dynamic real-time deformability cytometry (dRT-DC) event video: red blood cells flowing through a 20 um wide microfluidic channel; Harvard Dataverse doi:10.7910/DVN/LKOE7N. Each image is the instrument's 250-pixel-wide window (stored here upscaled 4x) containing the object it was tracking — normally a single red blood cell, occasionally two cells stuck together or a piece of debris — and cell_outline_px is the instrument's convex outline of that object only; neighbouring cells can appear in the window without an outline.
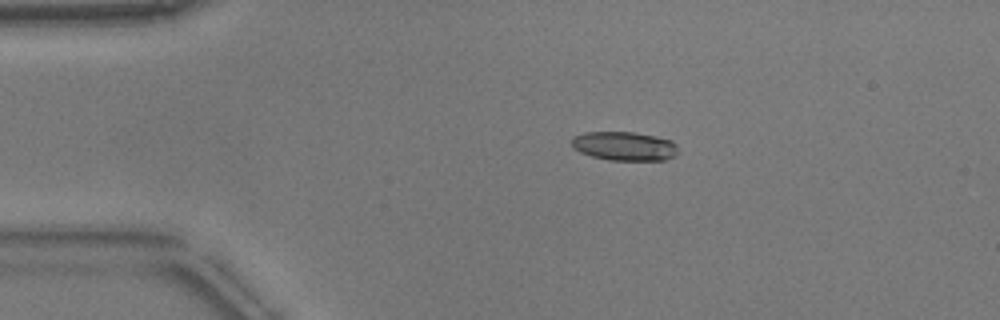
{"species": "common noctule bat (a hibernating species)", "species_latin": "Nyctalus noctula", "temperature_condition": "warm", "stored_images_in_passage": 44, "camera_frame_rate_fps": 3000, "um_per_image_px": 0.085, "animal": {"sex": "male", "body_mass_g": 17.9}, "frame": {"image": 1, "passage_image": 1, "time_ms": 0.0, "image_size_px": [1000, 320], "cell_outline_px": [[676, 156], [664, 160], [608, 160], [592, 156], [580, 152], [572, 148], [572, 136], [584, 132], [636, 132], [656, 136], [672, 140], [676, 144]], "centroid_in_image_um": [53.06, 12.41], "position_along_channel_um": 31.9, "area_um2": 18.09}}
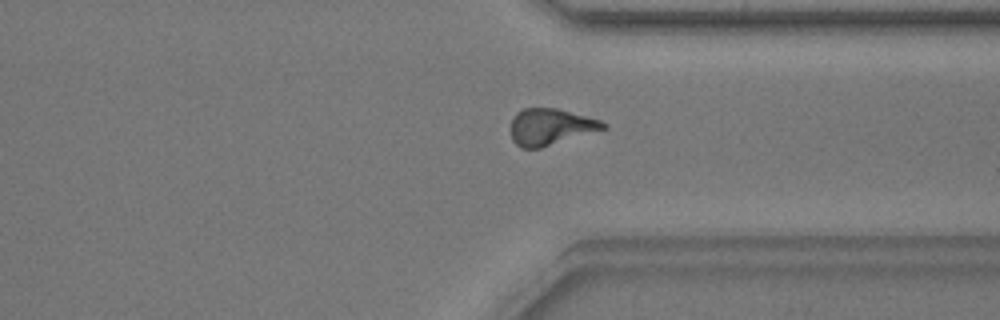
{"frame": {"image": 2, "passage_image": 31, "time_ms": 10.0, "image_size_px": [1000, 320], "cell_outline_px": [[608, 128], [540, 148], [520, 148], [512, 140], [508, 128], [512, 116], [516, 112], [524, 108], [556, 108], [600, 120], [608, 124]], "centroid_in_image_um": [46.74, 10.78], "position_along_channel_um": 364.7, "area_um2": 19.94}}
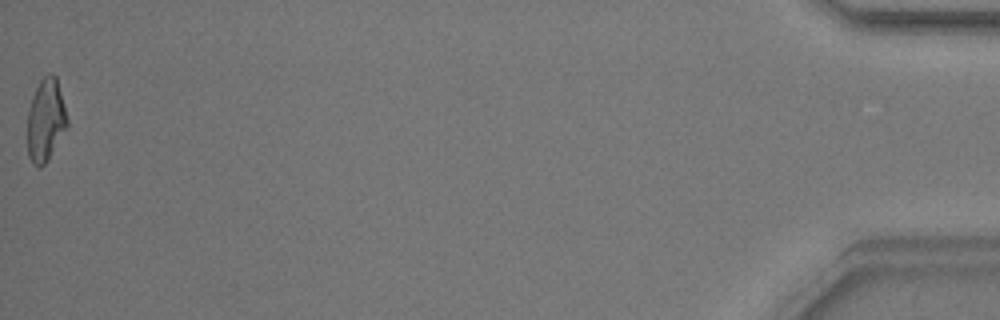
{"frame": {"image": 3, "passage_image": 44, "time_ms": 14.333, "image_size_px": [1000, 320], "cell_outline_px": [[68, 128], [48, 160], [40, 168], [28, 156], [28, 108], [32, 96], [40, 80], [48, 72], [52, 72], [56, 76], [68, 120]], "centroid_in_image_um": [3.9, 10.19], "position_along_channel_um": 431.3, "area_um2": 19.19}, "authors_computed_cell_mechanics": {"area_um2": 19.1896, "velocity_mm_per_s": 3.7923, "shape_relaxation_time_tau1_ms": 5.1761, "shape_relaxation_time_tau2_ms": 2.1761, "deformation_change_tau1": 0.1905, "deformation_change_tau2": 0.1089}}